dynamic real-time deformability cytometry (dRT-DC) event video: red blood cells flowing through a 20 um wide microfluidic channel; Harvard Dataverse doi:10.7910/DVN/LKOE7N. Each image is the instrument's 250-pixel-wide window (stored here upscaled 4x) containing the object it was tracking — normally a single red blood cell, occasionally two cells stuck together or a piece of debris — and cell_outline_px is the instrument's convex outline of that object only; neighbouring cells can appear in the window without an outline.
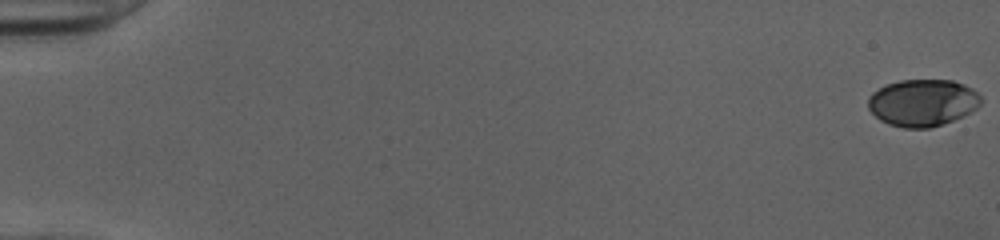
{"species": "human", "species_latin": "Homo sapiens", "temperature_condition": "cold", "stored_images_in_passage": 52, "camera_frame_rate_fps": 3000, "um_per_image_px": 0.085, "donor": {"sex": "female"}, "frame": {"image": 1, "passage_image": 1, "time_ms": 0.0, "image_size_px": [1000, 240], "cell_outline_px": [[980, 104], [976, 108], [952, 120], [928, 128], [904, 128], [888, 124], [880, 120], [868, 108], [868, 96], [872, 92], [888, 84], [900, 80], [952, 80], [964, 84], [972, 88], [980, 96]], "centroid_in_image_um": [78.39, 8.72], "position_along_channel_um": 6.6, "area_um2": 30.58}}
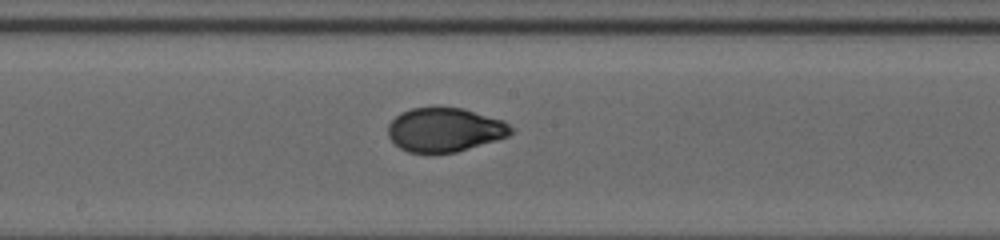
{"frame": {"image": 2, "passage_image": 30, "time_ms": 9.667, "image_size_px": [1000, 240], "cell_outline_px": [[512, 132], [508, 136], [496, 140], [456, 152], [408, 152], [400, 148], [388, 136], [388, 124], [400, 112], [412, 108], [436, 104], [464, 108], [504, 120], [512, 128]], "centroid_in_image_um": [37.79, 10.97], "position_along_channel_um": 210.4, "area_um2": 32.02}}
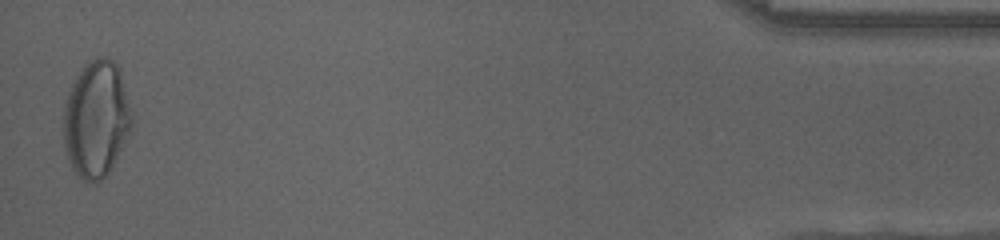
{"frame": {"image": 3, "passage_image": 52, "time_ms": 17.0, "image_size_px": [1000, 240], "cell_outline_px": [[132, 124], [108, 172], [96, 184], [84, 180], [76, 176], [68, 160], [64, 144], [64, 104], [68, 92], [76, 76], [84, 64], [96, 56], [108, 56], [120, 68], [132, 116]], "centroid_in_image_um": [8.15, 10.08], "position_along_channel_um": 427.0, "area_um2": 46.12}, "authors_computed_cell_mechanics": {"area_um2": 31.8478, "velocity_mm_per_s": 4.0428, "shape_relaxation_time_tau1_ms": 4.4425, "shape_relaxation_time_tau2_ms": 0.6984, "deformation_change_tau1": 0.1686, "deformation_change_tau2": 0.0382}}